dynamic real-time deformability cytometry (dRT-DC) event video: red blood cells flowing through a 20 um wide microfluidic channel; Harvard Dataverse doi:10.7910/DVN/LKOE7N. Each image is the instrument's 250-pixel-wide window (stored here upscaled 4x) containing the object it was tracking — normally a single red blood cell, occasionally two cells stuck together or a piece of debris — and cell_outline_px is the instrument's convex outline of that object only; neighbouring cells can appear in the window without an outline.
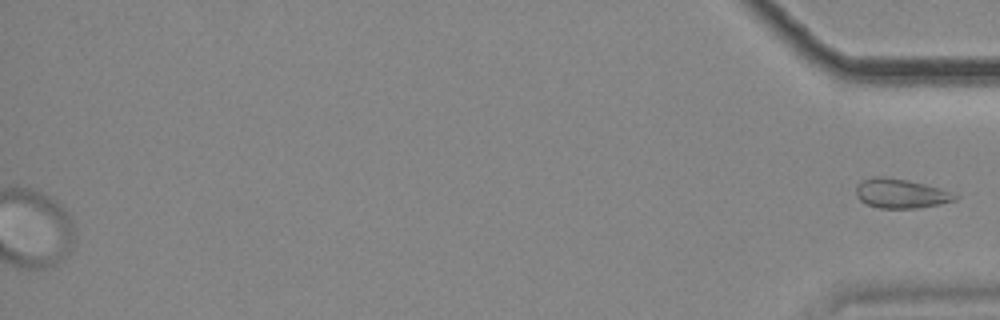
{"species": "common noctule bat (a hibernating species)", "species_latin": "Nyctalus noctula", "temperature_condition": "cold", "stored_images_in_passage": 51, "camera_frame_rate_fps": 3000, "um_per_image_px": 0.085, "animal": {"sex": "female", "body_mass_g": 18.4}, "frame": {"image": 1, "passage_image": 51, "time_ms": 16.667, "image_size_px": [1000, 320], "cell_outline_px": [[960, 196], [956, 200], [940, 204], [916, 208], [880, 208], [868, 204], [860, 200], [856, 196], [856, 188], [864, 180], [872, 176], [880, 176], [904, 180], [960, 192]], "centroid_in_image_um": [76.66, 16.45], "position_along_channel_um": 358.5, "area_um2": 16.94}}